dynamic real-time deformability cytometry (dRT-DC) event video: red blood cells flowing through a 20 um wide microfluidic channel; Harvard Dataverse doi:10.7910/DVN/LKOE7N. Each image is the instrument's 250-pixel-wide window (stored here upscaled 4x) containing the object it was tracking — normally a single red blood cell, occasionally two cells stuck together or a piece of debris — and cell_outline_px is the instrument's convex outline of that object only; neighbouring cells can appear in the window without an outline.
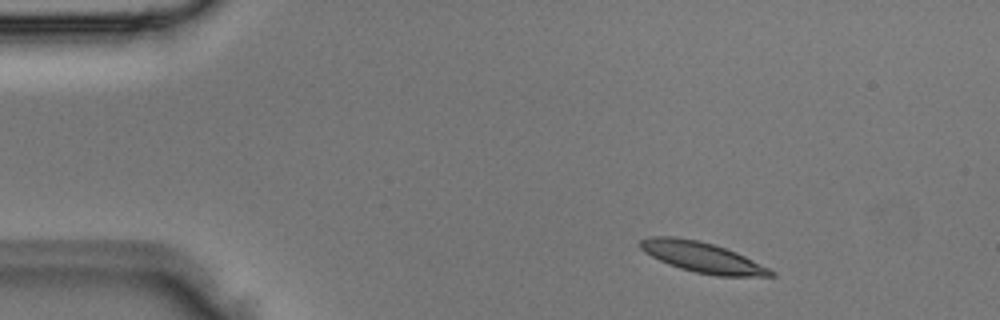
{"species": "Egyptian fruit bat (a non-hibernating species)", "species_latin": "Rousettus aegyptiacus", "temperature_condition": "room temperature", "stored_images_in_passage": 3, "segment_of_instrument_passage": [2, 2], "camera_frame_rate_fps": 3000, "um_per_image_px": 0.085, "animal": {"sex": "male"}, "frame": {"image": 1, "passage_image": 3, "time_ms": 0.667, "image_size_px": [1000, 320], "cell_outline_px": [[776, 276], [716, 276], [696, 272], [680, 268], [668, 264], [644, 252], [640, 248], [640, 240], [652, 236], [672, 236], [700, 240], [736, 252], [776, 272]], "centroid_in_image_um": [59.68, 21.86], "position_along_channel_um": 25.3, "area_um2": 22.89}}